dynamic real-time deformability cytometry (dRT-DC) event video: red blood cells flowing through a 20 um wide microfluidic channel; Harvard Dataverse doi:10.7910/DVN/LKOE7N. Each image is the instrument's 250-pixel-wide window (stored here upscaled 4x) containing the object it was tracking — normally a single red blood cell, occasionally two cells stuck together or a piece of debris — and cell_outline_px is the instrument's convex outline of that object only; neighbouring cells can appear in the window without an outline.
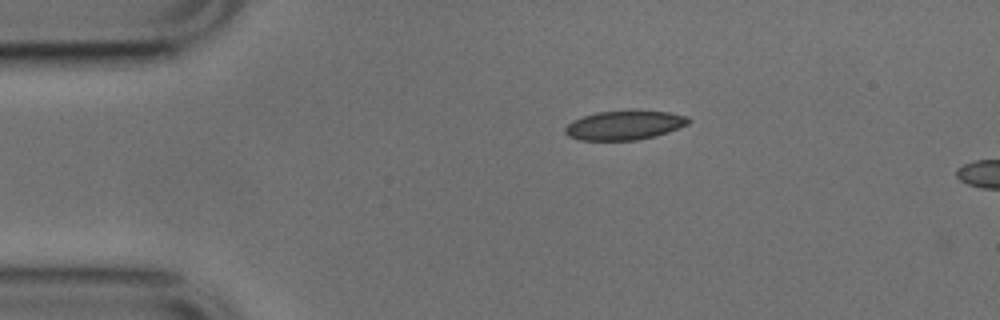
{"species": "common noctule bat (a hibernating species)", "species_latin": "Nyctalus noctula", "temperature_condition": "cold", "stored_images_in_passage": 42, "camera_frame_rate_fps": 3000, "um_per_image_px": 0.085, "animal": {"sex": "male", "body_mass_g": 17.9, "forearm_length_mm": 54.2}, "frame": {"image": 1, "passage_image": 1, "time_ms": 0.0, "image_size_px": [1000, 320], "cell_outline_px": [[692, 120], [688, 124], [668, 132], [656, 136], [636, 140], [580, 140], [568, 136], [564, 132], [564, 128], [572, 120], [596, 112], [668, 112], [688, 116]], "centroid_in_image_um": [53.07, 10.67], "position_along_channel_um": 31.9, "area_um2": 20.63}}
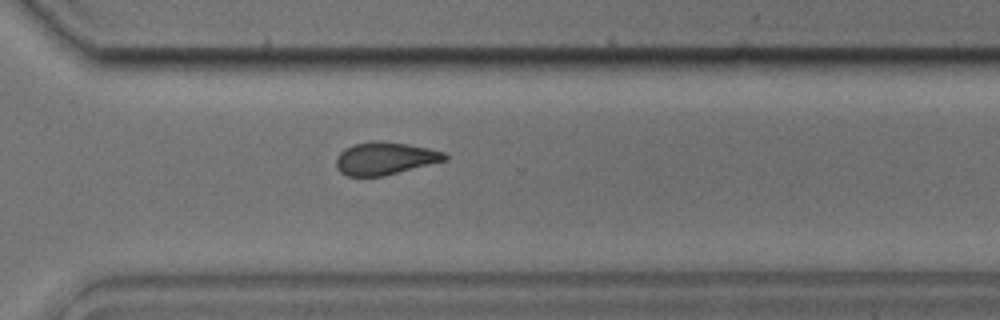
{"frame": {"image": 2, "passage_image": 28, "time_ms": 9.0, "image_size_px": [1000, 320], "cell_outline_px": [[448, 160], [384, 176], [348, 176], [340, 172], [336, 168], [336, 156], [344, 148], [356, 144], [408, 144], [428, 148], [444, 152], [448, 156]], "centroid_in_image_um": [32.74, 13.52], "position_along_channel_um": 337.9, "area_um2": 20.0}}
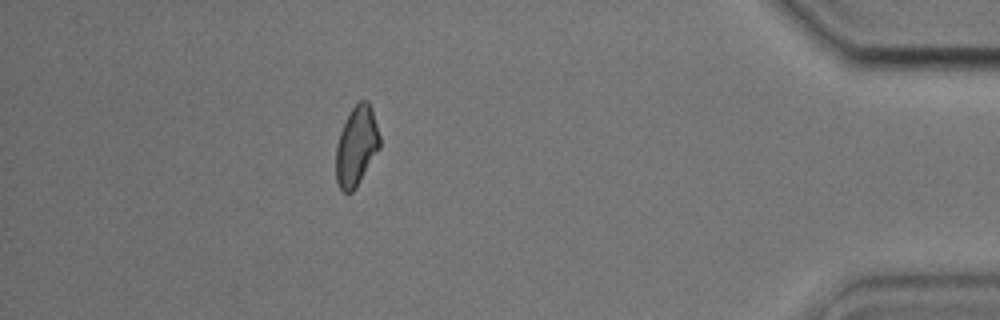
{"frame": {"image": 3, "passage_image": 37, "time_ms": 12.0, "image_size_px": [1000, 320], "cell_outline_px": [[380, 148], [356, 188], [352, 192], [344, 192], [340, 188], [336, 180], [336, 144], [340, 132], [352, 108], [360, 100], [368, 100], [372, 108], [380, 136]], "centroid_in_image_um": [30.31, 12.42], "position_along_channel_um": 404.9, "area_um2": 20.29}}